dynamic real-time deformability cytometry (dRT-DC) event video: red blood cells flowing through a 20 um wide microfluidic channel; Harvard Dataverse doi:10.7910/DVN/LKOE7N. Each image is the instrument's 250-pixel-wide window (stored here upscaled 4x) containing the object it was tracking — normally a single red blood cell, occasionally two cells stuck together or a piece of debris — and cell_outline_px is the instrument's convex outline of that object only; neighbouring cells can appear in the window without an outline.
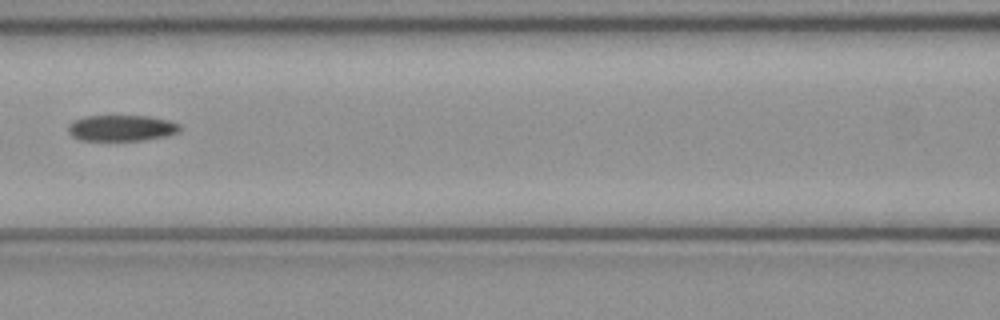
{"species": "common noctule bat (a hibernating species)", "species_latin": "Nyctalus noctula", "temperature_condition": "cold", "stored_images_in_passage": 7, "camera_frame_rate_fps": 3000, "um_per_image_px": 0.085, "animal": {"sex": "female", "body_mass_g": 21.9}, "frame": {"image": 1, "passage_image": 7, "time_ms": 2.0, "image_size_px": [1000, 320], "cell_outline_px": [[180, 132], [164, 136], [144, 140], [80, 140], [72, 136], [68, 132], [68, 124], [84, 116], [148, 116], [168, 120], [180, 124]], "centroid_in_image_um": [10.33, 10.88], "position_along_channel_um": 156.3, "area_um2": 16.88}}